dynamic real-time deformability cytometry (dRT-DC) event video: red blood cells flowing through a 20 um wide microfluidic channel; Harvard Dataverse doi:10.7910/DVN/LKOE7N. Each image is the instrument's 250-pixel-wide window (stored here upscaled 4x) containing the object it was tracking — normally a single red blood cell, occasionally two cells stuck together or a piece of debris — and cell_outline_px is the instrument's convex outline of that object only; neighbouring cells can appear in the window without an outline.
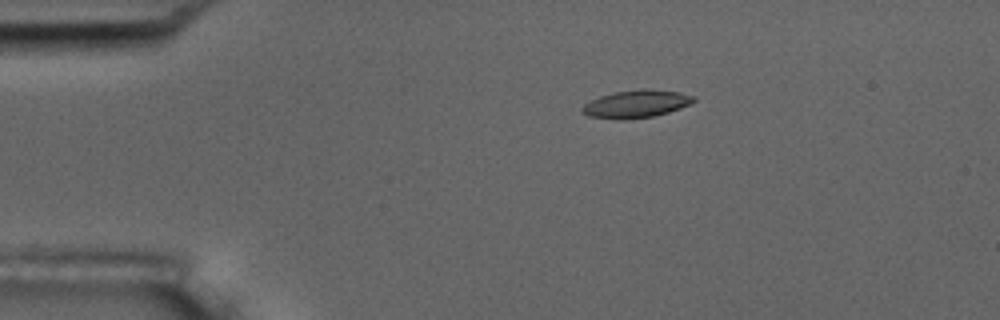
{"species": "common noctule bat (a hibernating species)", "species_latin": "Nyctalus noctula", "temperature_condition": "room temperature", "stored_images_in_passage": 7, "camera_frame_rate_fps": 3000, "um_per_image_px": 0.085, "animal": {"sex": "male", "body_mass_g": 17.5, "forearm_length_mm": 52.3}, "frame": {"image": 1, "passage_image": 3, "time_ms": 2.333, "image_size_px": [1000, 320], "cell_outline_px": [[696, 100], [680, 108], [668, 112], [652, 116], [620, 120], [588, 116], [580, 112], [580, 108], [584, 104], [600, 96], [612, 92], [644, 88], [648, 88], [680, 92], [696, 96]], "centroid_in_image_um": [54.06, 8.82], "position_along_channel_um": 30.9, "area_um2": 18.09}}
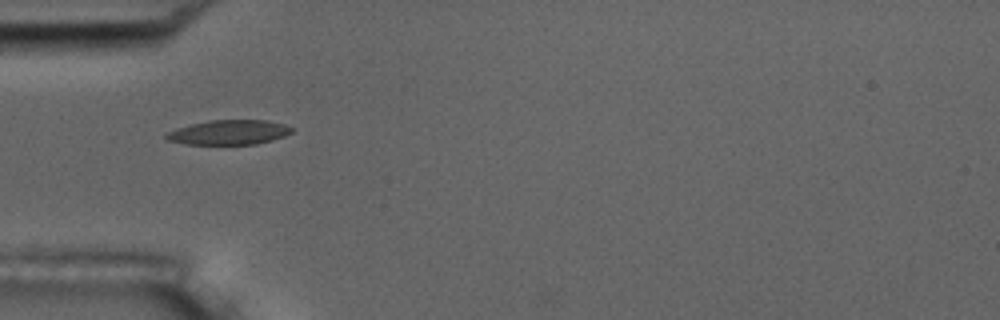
{"frame": {"image": 2, "passage_image": 5, "time_ms": 4.667, "image_size_px": [1000, 320], "cell_outline_px": [[292, 132], [284, 136], [272, 140], [256, 144], [184, 144], [168, 140], [164, 136], [164, 132], [176, 128], [208, 120], [268, 120], [284, 124], [292, 128]], "centroid_in_image_um": [19.42, 11.24], "position_along_channel_um": 65.6, "area_um2": 18.09}}